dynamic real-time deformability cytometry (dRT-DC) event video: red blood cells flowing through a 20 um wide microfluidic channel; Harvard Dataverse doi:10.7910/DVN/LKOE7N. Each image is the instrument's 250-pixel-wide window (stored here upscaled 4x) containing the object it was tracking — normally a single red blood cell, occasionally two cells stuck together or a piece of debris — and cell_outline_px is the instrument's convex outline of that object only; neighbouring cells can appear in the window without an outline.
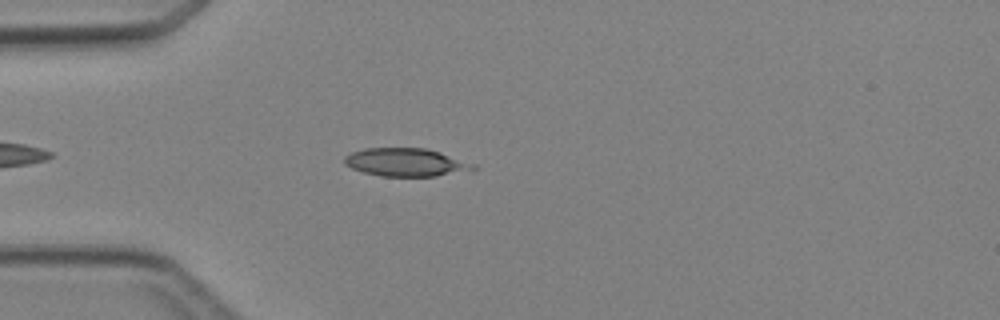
{"species": "Egyptian fruit bat (a non-hibernating species)", "species_latin": "Rousettus aegyptiacus", "temperature_condition": "cold", "stored_images_in_passage": 5, "camera_frame_rate_fps": 3000, "um_per_image_px": 0.085, "animal": {"sex": "female"}, "frame": {"image": 1, "passage_image": 4, "time_ms": 3.667, "image_size_px": [1000, 320], "cell_outline_px": [[480, 168], [472, 172], [436, 176], [380, 176], [364, 172], [352, 168], [344, 164], [344, 156], [352, 152], [364, 148], [428, 148], [476, 164]], "centroid_in_image_um": [34.6, 13.8], "position_along_channel_um": 50.4, "area_um2": 21.5}}